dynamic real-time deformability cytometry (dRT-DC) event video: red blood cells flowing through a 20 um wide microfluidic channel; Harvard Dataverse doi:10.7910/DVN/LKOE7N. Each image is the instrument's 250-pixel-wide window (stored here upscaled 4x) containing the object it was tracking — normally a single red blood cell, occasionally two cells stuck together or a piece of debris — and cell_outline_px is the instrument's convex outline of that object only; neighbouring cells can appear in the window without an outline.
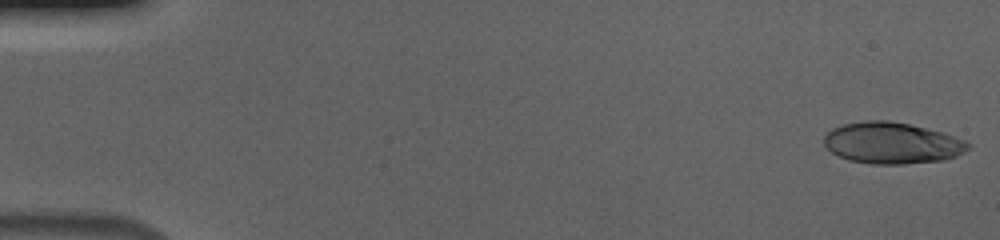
{"species": "human", "species_latin": "Homo sapiens", "temperature_condition": "cold", "stored_images_in_passage": 56, "camera_frame_rate_fps": 3000, "um_per_image_px": 0.085, "donor": {"sex": "male"}, "frame": {"image": 1, "passage_image": 1, "time_ms": 0.0, "image_size_px": [1000, 240], "cell_outline_px": [[972, 148], [956, 156], [944, 160], [904, 164], [868, 164], [848, 160], [832, 152], [824, 144], [824, 136], [832, 128], [844, 124], [864, 120], [888, 120], [908, 124], [944, 132], [964, 140], [972, 144]], "centroid_in_image_um": [75.85, 12.16], "position_along_channel_um": 9.2, "area_um2": 34.97}}
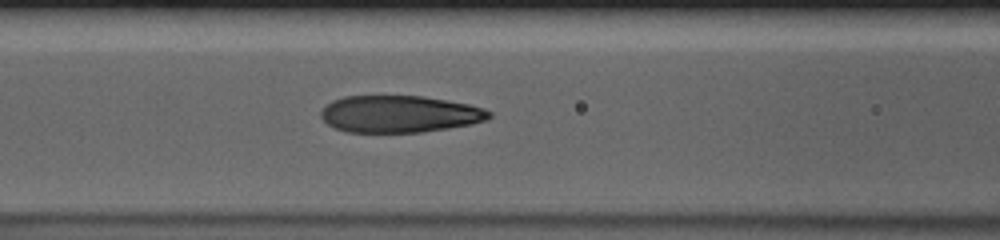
{"frame": {"image": 2, "passage_image": 24, "time_ms": 7.667, "image_size_px": [1000, 240], "cell_outline_px": [[492, 116], [488, 120], [472, 124], [448, 128], [420, 132], [348, 132], [336, 128], [328, 124], [320, 116], [320, 112], [332, 100], [344, 96], [424, 96], [448, 100], [468, 104], [484, 108], [492, 112]], "centroid_in_image_um": [34.0, 9.69], "position_along_channel_um": 132.6, "area_um2": 36.3}}
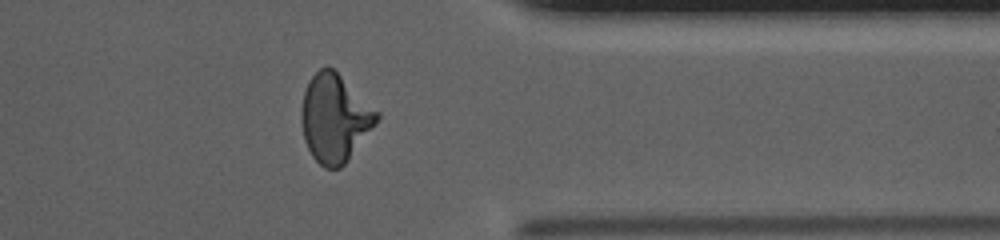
{"frame": {"image": 3, "passage_image": 45, "time_ms": 14.667, "image_size_px": [1000, 240], "cell_outline_px": [[380, 116], [376, 124], [348, 160], [340, 168], [324, 168], [312, 156], [304, 140], [300, 120], [300, 112], [304, 92], [308, 80], [320, 68], [328, 64], [380, 112]], "centroid_in_image_um": [28.44, 10.03], "position_along_channel_um": 383.0, "area_um2": 38.73}, "authors_computed_cell_mechanics": {"area_um2": 36.703, "velocity_mm_per_s": 3.6987, "shape_relaxation_time_tau1_ms": 4.6449, "shape_relaxation_time_tau2_ms": 1.1443, "deformation_change_tau1": 0.2017, "deformation_change_tau2": 0.0837}}